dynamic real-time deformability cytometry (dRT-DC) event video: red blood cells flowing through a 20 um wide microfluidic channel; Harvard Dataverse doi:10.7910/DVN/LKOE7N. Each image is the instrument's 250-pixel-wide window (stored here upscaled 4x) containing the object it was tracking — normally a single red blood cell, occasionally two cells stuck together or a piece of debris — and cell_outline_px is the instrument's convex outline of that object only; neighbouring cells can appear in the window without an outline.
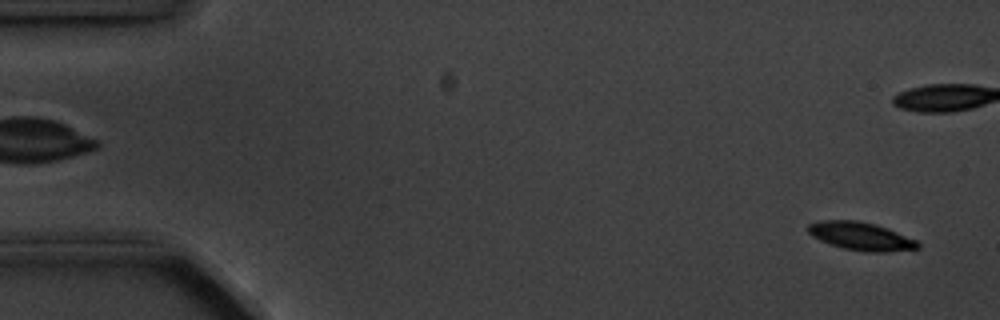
{"species": "common noctule bat (a hibernating species)", "species_latin": "Nyctalus noctula", "temperature_condition": "cold", "stored_images_in_passage": 16, "camera_frame_rate_fps": 3000, "um_per_image_px": 0.085, "animal": {"sex": "male", "body_mass_g": 20.1, "forearm_length_mm": 53.5}, "frame": {"image": 1, "passage_image": 1, "time_ms": 0.0, "image_size_px": [1000, 320], "cell_outline_px": [[920, 248], [888, 252], [868, 252], [844, 248], [820, 240], [812, 236], [804, 228], [808, 224], [820, 220], [856, 220], [888, 228], [916, 240], [920, 244]], "centroid_in_image_um": [73.15, 20.07], "position_along_channel_um": 11.8, "area_um2": 17.92}}
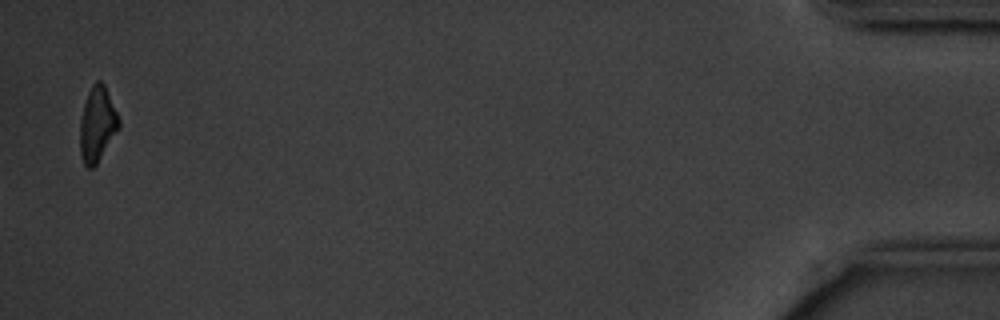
{"frame": {"image": 2, "passage_image": 16, "time_ms": 18.333, "image_size_px": [1000, 320], "cell_outline_px": [[120, 128], [96, 164], [92, 168], [88, 168], [84, 164], [80, 156], [80, 120], [84, 104], [88, 92], [92, 84], [96, 80], [100, 80], [104, 84], [120, 120]], "centroid_in_image_um": [8.26, 10.56], "position_along_channel_um": 426.9, "area_um2": 16.94}}